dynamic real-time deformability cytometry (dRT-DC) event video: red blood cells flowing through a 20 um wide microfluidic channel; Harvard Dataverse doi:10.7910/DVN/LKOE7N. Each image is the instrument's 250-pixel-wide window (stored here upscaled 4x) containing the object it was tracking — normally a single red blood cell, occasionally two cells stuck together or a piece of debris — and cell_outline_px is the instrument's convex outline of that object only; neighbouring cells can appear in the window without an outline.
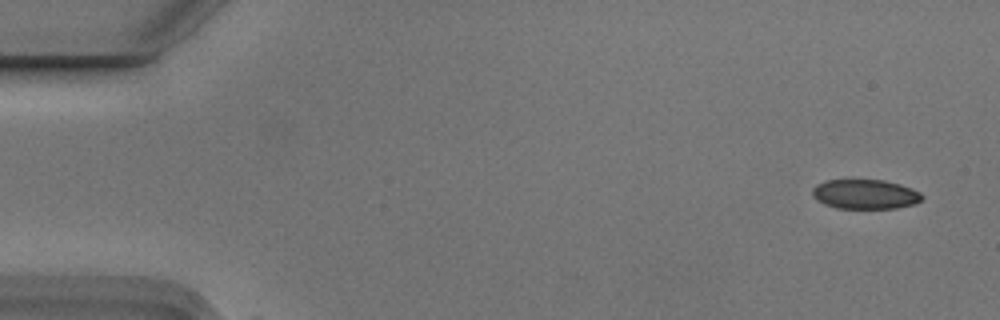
{"species": "Egyptian fruit bat (a non-hibernating species)", "species_latin": "Rousettus aegyptiacus", "temperature_condition": "cold", "stored_images_in_passage": 4, "camera_frame_rate_fps": 3000, "um_per_image_px": 0.085, "animal": {"sex": "male"}, "frame": {"image": 1, "passage_image": 1, "time_ms": 0.0, "image_size_px": [1000, 320], "cell_outline_px": [[924, 196], [916, 204], [896, 208], [836, 208], [824, 204], [816, 200], [812, 196], [812, 188], [816, 184], [824, 180], [884, 180], [900, 184], [912, 188], [920, 192]], "centroid_in_image_um": [73.52, 16.5], "position_along_channel_um": 11.5, "area_um2": 19.07}}
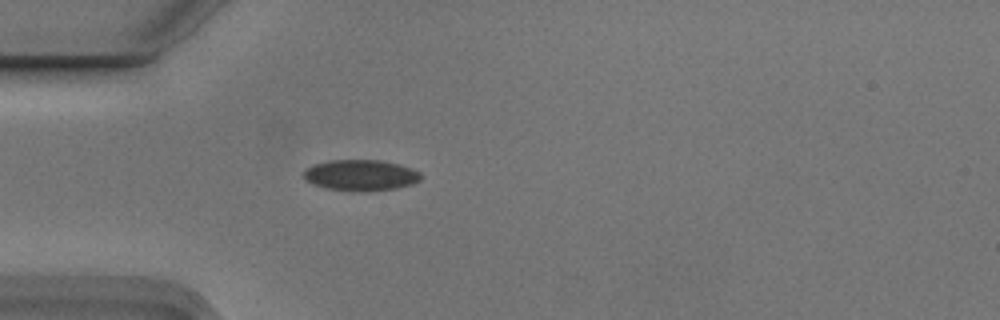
{"frame": {"image": 2, "passage_image": 4, "time_ms": 1.0, "image_size_px": [1000, 320], "cell_outline_px": [[420, 180], [412, 184], [396, 188], [368, 192], [352, 192], [324, 188], [312, 184], [304, 180], [304, 172], [312, 164], [328, 160], [380, 160], [400, 164], [412, 168], [420, 172]], "centroid_in_image_um": [30.64, 14.9], "position_along_channel_um": 54.4, "area_um2": 21.56}}